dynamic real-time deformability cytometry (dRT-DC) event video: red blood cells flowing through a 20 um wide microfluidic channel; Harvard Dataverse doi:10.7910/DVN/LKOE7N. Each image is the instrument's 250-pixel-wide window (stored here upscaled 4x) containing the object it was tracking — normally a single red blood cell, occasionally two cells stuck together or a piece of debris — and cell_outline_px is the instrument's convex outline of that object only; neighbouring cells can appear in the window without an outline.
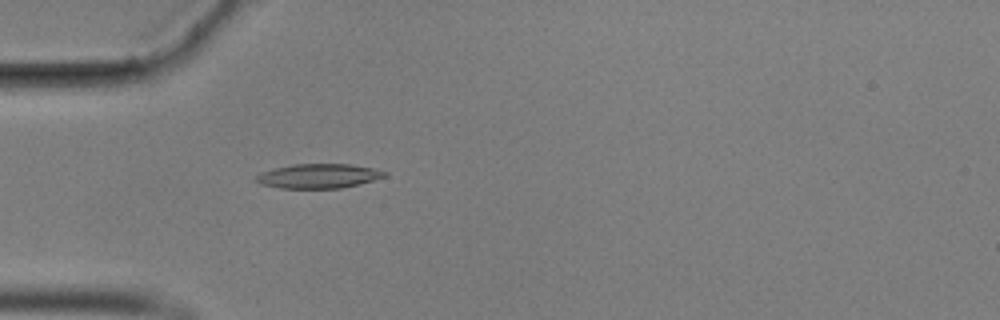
{"species": "common noctule bat (a hibernating species)", "species_latin": "Nyctalus noctula", "temperature_condition": "cold", "stored_images_in_passage": 57, "camera_frame_rate_fps": 3000, "um_per_image_px": 0.085, "animal": {"sex": "male", "body_mass_g": 17.9}, "frame": {"image": 1, "passage_image": 17, "time_ms": 5.333, "image_size_px": [1000, 320], "cell_outline_px": [[388, 176], [360, 184], [340, 188], [280, 188], [260, 184], [252, 180], [260, 172], [292, 164], [352, 164], [372, 168], [388, 172]], "centroid_in_image_um": [27.07, 14.96], "position_along_channel_um": 57.9, "area_um2": 18.44}}
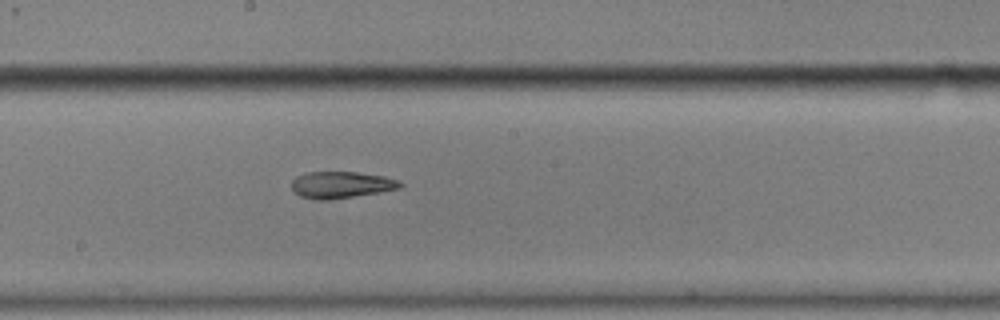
{"frame": {"image": 2, "passage_image": 31, "time_ms": 10.0, "image_size_px": [1000, 320], "cell_outline_px": [[404, 184], [400, 188], [380, 192], [328, 200], [316, 200], [300, 196], [292, 192], [292, 180], [296, 176], [308, 172], [356, 172], [384, 176], [400, 180]], "centroid_in_image_um": [28.99, 15.71], "position_along_channel_um": 219.2, "area_um2": 16.99}}
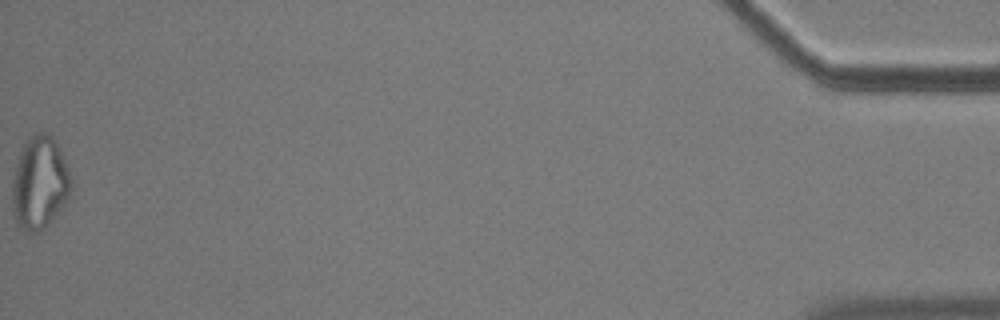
{"frame": {"image": 3, "passage_image": 57, "time_ms": 18.667, "image_size_px": [1000, 320], "cell_outline_px": [[72, 188], [64, 204], [48, 224], [36, 232], [28, 232], [20, 228], [12, 212], [12, 180], [20, 152], [24, 144], [36, 132], [48, 132], [52, 136], [60, 148], [68, 168], [72, 184]], "centroid_in_image_um": [3.36, 15.53], "position_along_channel_um": 431.8, "area_um2": 31.67}, "authors_computed_cell_mechanics": {"area_um2": 18.3226, "velocity_mm_per_s": 3.5406, "shape_relaxation_time_tau1_ms": null, "shape_relaxation_time_tau2_ms": 7.191, "deformation_change_tau1": null, "deformation_change_tau2": 0.1704}}